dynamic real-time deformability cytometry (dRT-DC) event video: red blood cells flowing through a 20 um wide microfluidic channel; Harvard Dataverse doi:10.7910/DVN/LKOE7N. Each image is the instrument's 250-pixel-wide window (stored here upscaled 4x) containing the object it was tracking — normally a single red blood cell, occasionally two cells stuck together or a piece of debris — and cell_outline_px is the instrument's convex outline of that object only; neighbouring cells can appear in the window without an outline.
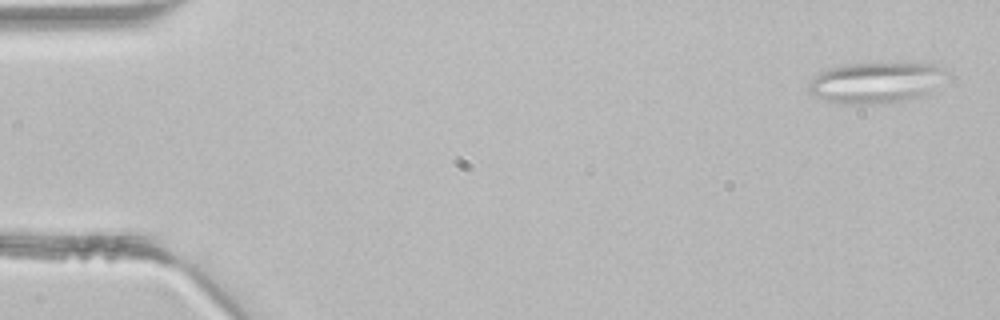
{"species": "common noctule bat (a hibernating species)", "species_latin": "Nyctalus noctula", "temperature_condition": "room temperature", "stored_images_in_passage": 4, "camera_frame_rate_fps": 3000, "um_per_image_px": 0.085, "animal": {"sex": "male", "body_mass_g": 21.5, "forearm_length_mm": 52.0}, "frame": {"image": 1, "passage_image": 1, "time_ms": 0.0, "image_size_px": [1000, 320], "cell_outline_px": [[944, 72], [928, 92], [912, 100], [888, 104], [844, 104], [828, 100], [816, 96], [808, 92], [808, 84], [820, 72], [828, 68], [844, 64], [932, 64], [940, 68]], "centroid_in_image_um": [74.34, 7.05], "position_along_channel_um": 10.7, "area_um2": 32.08}}
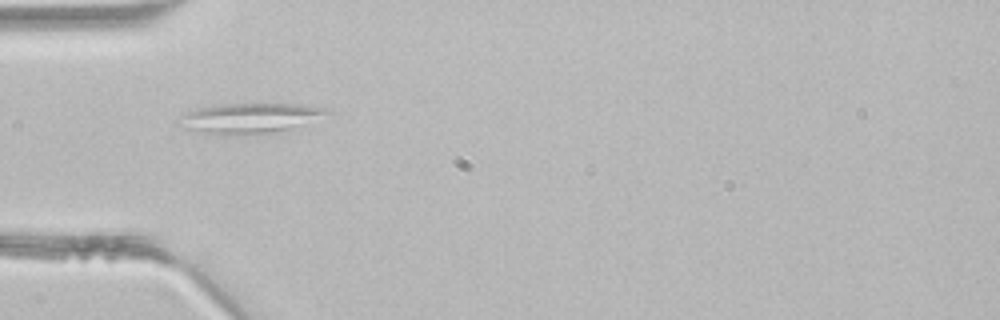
{"frame": {"image": 2, "passage_image": 4, "time_ms": 1.0, "image_size_px": [1000, 320], "cell_outline_px": [[328, 112], [300, 124], [288, 128], [272, 132], [204, 132], [180, 128], [172, 124], [188, 112], [196, 108], [220, 104], [300, 104], [324, 108]], "centroid_in_image_um": [21.06, 9.99], "position_along_channel_um": 63.9, "area_um2": 24.45}}